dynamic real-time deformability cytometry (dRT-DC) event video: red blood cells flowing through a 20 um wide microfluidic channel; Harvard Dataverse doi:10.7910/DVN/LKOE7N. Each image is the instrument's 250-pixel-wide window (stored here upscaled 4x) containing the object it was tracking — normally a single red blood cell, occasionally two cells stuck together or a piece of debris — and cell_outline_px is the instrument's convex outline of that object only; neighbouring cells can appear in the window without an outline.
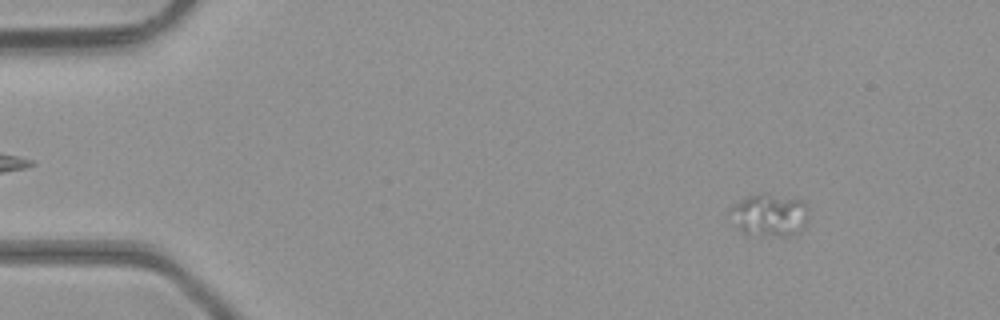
{"species": "common noctule bat (a hibernating species)", "species_latin": "Nyctalus noctula", "temperature_condition": "room temperature", "stored_images_in_passage": 49, "camera_frame_rate_fps": 3000, "um_per_image_px": 0.085, "animal": {"sex": "male", "body_mass_g": 23.1, "forearm_length_mm": 52.7}, "frame": {"image": 1, "passage_image": 6, "time_ms": 1.667, "image_size_px": [1000, 320], "cell_outline_px": [[808, 216], [804, 228], [796, 232], [784, 236], [764, 236], [744, 232], [740, 228], [728, 212], [740, 200], [748, 196], [760, 192], [764, 192], [800, 200], [808, 208]], "centroid_in_image_um": [65.43, 18.26], "position_along_channel_um": 19.6, "area_um2": 19.19}}
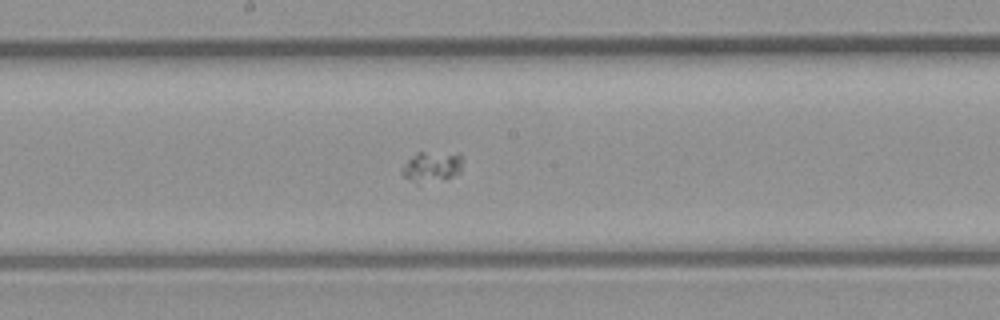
{"frame": {"image": 2, "passage_image": 26, "time_ms": 8.333, "image_size_px": [1000, 320], "cell_outline_px": [[464, 156], [460, 172], [448, 176], [420, 184], [416, 184], [404, 176], [400, 172], [400, 168], [416, 152], [460, 152]], "centroid_in_image_um": [36.7, 14.12], "position_along_channel_um": 211.5, "area_um2": 10.92}}
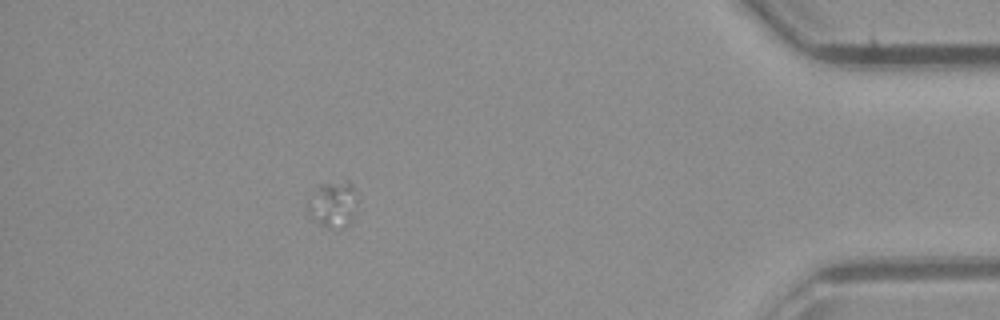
{"frame": {"image": 3, "passage_image": 43, "time_ms": 14.0, "image_size_px": [1000, 320], "cell_outline_px": [[356, 204], [352, 220], [344, 228], [328, 228], [320, 224], [308, 216], [308, 200], [320, 184], [348, 180], [352, 184], [356, 200]], "centroid_in_image_um": [28.3, 17.38], "position_along_channel_um": 406.9, "area_um2": 13.29}}